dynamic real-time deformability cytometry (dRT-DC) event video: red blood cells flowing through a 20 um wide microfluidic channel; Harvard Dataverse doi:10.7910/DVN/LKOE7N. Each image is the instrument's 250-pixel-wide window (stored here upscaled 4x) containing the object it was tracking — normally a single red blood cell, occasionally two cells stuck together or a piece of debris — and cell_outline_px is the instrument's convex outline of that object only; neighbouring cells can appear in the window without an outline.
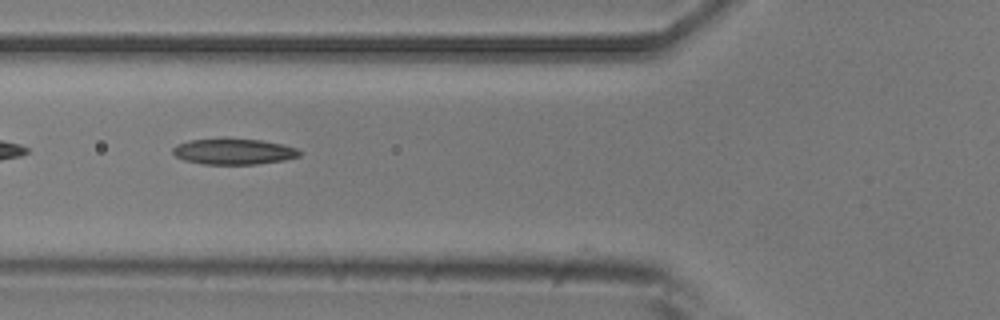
{"species": "common noctule bat (a hibernating species)", "species_latin": "Nyctalus noctula", "temperature_condition": "room temperature", "stored_images_in_passage": 28, "camera_frame_rate_fps": 3000, "um_per_image_px": 0.085, "animal": {"sex": "male", "body_mass_g": 20.5, "forearm_length_mm": 52.5}, "frame": {"image": 1, "passage_image": 3, "time_ms": 0.667, "image_size_px": [1000, 320], "cell_outline_px": [[300, 156], [284, 160], [256, 164], [204, 164], [184, 160], [176, 156], [172, 152], [172, 148], [176, 144], [188, 140], [260, 140], [284, 144], [296, 148], [300, 152]], "centroid_in_image_um": [19.86, 12.9], "position_along_channel_um": 105.9, "area_um2": 18.67}}
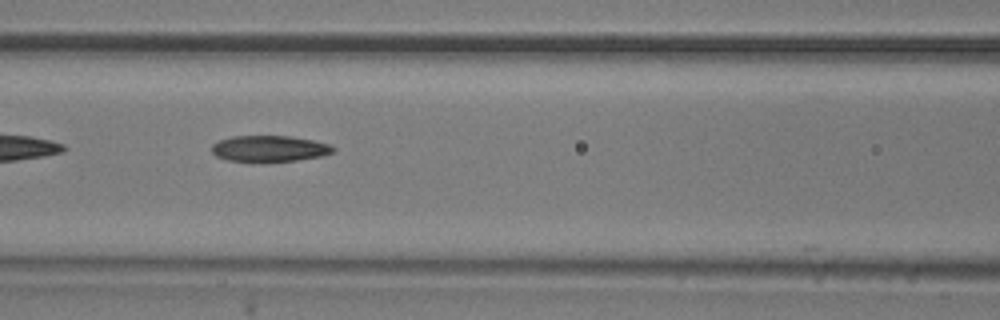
{"frame": {"image": 2, "passage_image": 6, "time_ms": 1.667, "image_size_px": [1000, 320], "cell_outline_px": [[336, 148], [332, 152], [324, 156], [296, 160], [252, 164], [228, 160], [216, 156], [212, 152], [212, 144], [220, 140], [232, 136], [292, 136], [312, 140], [328, 144]], "centroid_in_image_um": [22.87, 12.66], "position_along_channel_um": 143.7, "area_um2": 19.02}}
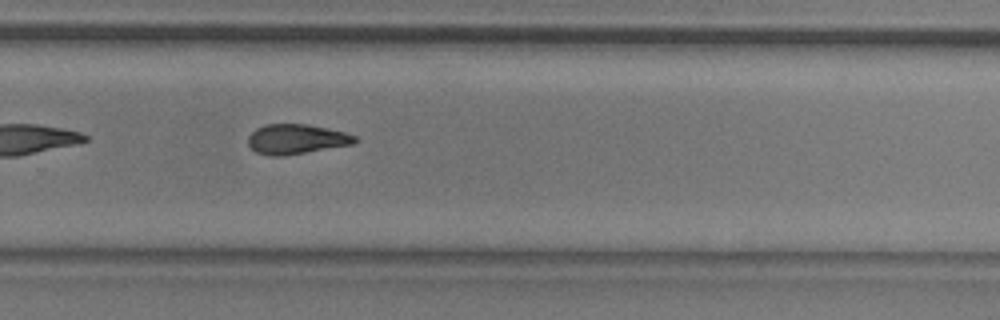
{"frame": {"image": 3, "passage_image": 19, "time_ms": 6.0, "image_size_px": [1000, 320], "cell_outline_px": [[360, 140], [352, 144], [284, 156], [268, 156], [256, 152], [248, 144], [248, 136], [256, 128], [264, 124], [308, 124], [344, 132], [356, 136]], "centroid_in_image_um": [25.17, 11.82], "position_along_channel_um": 304.6, "area_um2": 18.61}, "authors_computed_cell_mechanics": {"area_um2": 18.6116, "velocity_mm_per_s": 3.7203, "shape_relaxation_time_tau1_ms": 3.864, "shape_relaxation_time_tau2_ms": null, "deformation_change_tau1": 0.1178, "deformation_change_tau2": null}}